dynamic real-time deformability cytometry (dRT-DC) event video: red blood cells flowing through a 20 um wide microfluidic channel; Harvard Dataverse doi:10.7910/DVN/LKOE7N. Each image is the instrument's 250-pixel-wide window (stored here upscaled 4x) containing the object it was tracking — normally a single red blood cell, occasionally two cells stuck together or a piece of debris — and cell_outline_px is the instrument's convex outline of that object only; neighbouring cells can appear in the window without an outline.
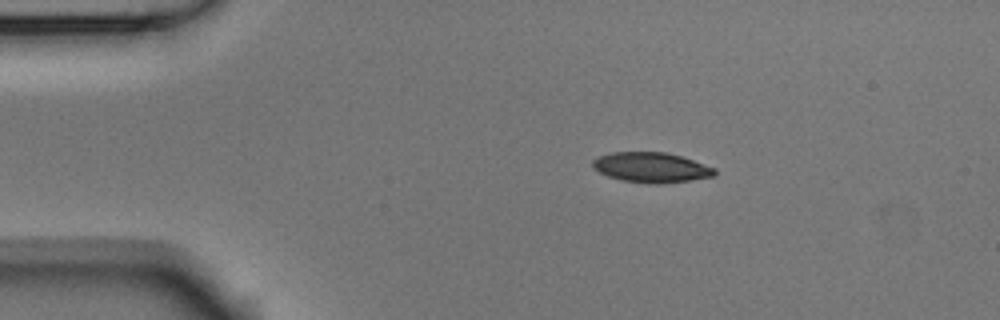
{"species": "Egyptian fruit bat (a non-hibernating species)", "species_latin": "Rousettus aegyptiacus", "temperature_condition": "room temperature", "stored_images_in_passage": 45, "camera_frame_rate_fps": 3000, "um_per_image_px": 0.085, "animal": {"sex": "male"}, "frame": {"image": 1, "passage_image": 1, "time_ms": 0.0, "image_size_px": [1000, 320], "cell_outline_px": [[716, 176], [660, 184], [648, 184], [620, 180], [608, 176], [592, 168], [592, 160], [596, 156], [612, 152], [664, 152], [680, 156], [716, 168]], "centroid_in_image_um": [55.32, 14.23], "position_along_channel_um": 29.7, "area_um2": 21.5}}
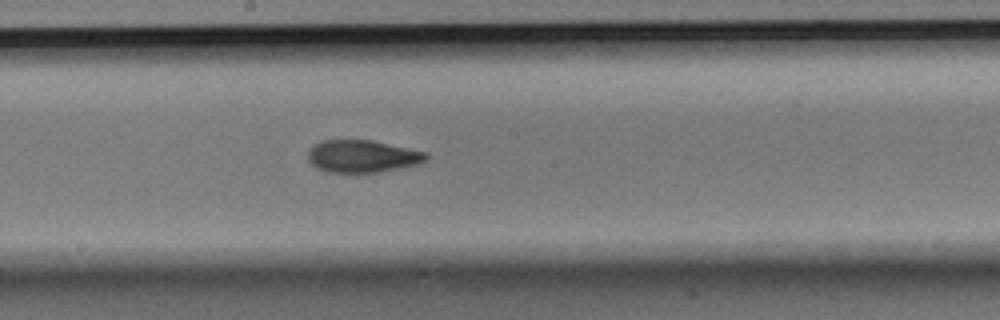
{"frame": {"image": 2, "passage_image": 20, "time_ms": 6.333, "image_size_px": [1000, 320], "cell_outline_px": [[428, 156], [420, 164], [380, 172], [328, 172], [316, 168], [308, 160], [308, 152], [320, 140], [372, 140], [428, 152]], "centroid_in_image_um": [30.82, 13.28], "position_along_channel_um": 217.4, "area_um2": 22.31}}
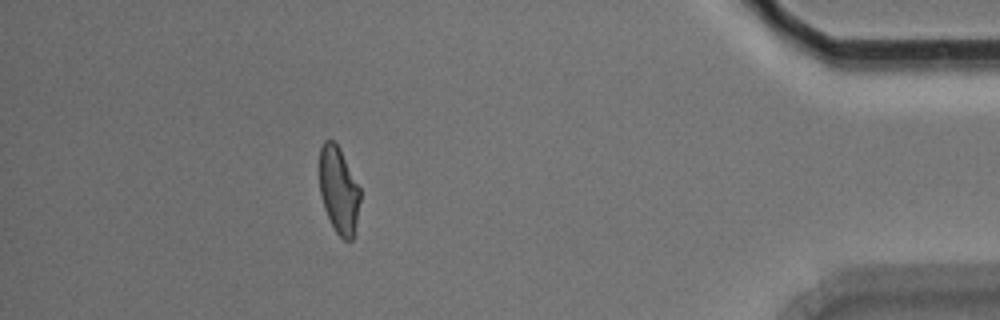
{"frame": {"image": 3, "passage_image": 39, "time_ms": 12.667, "image_size_px": [1000, 320], "cell_outline_px": [[360, 200], [356, 232], [352, 240], [344, 240], [336, 232], [324, 208], [320, 192], [320, 148], [324, 140], [332, 140], [340, 148], [360, 188]], "centroid_in_image_um": [28.81, 16.19], "position_along_channel_um": 406.4, "area_um2": 20.58}, "authors_computed_cell_mechanics": {"area_um2": 22.253, "velocity_mm_per_s": 3.7649, "shape_relaxation_time_tau1_ms": 4.0991, "shape_relaxation_time_tau2_ms": 2.1818, "deformation_change_tau1": 0.1428, "deformation_change_tau2": 0.0799}}